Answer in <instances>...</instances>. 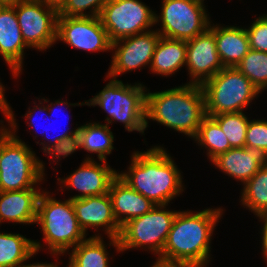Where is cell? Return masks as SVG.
<instances>
[{
    "label": "cell",
    "mask_w": 267,
    "mask_h": 267,
    "mask_svg": "<svg viewBox=\"0 0 267 267\" xmlns=\"http://www.w3.org/2000/svg\"><path fill=\"white\" fill-rule=\"evenodd\" d=\"M205 114L243 112L261 92L237 67H224L202 85Z\"/></svg>",
    "instance_id": "obj_7"
},
{
    "label": "cell",
    "mask_w": 267,
    "mask_h": 267,
    "mask_svg": "<svg viewBox=\"0 0 267 267\" xmlns=\"http://www.w3.org/2000/svg\"><path fill=\"white\" fill-rule=\"evenodd\" d=\"M78 134L81 140V150L91 155H97L99 161H107L114 148V134L109 125L90 121L80 126Z\"/></svg>",
    "instance_id": "obj_24"
},
{
    "label": "cell",
    "mask_w": 267,
    "mask_h": 267,
    "mask_svg": "<svg viewBox=\"0 0 267 267\" xmlns=\"http://www.w3.org/2000/svg\"><path fill=\"white\" fill-rule=\"evenodd\" d=\"M83 105H87V100H84V102H78V103H70V102L68 103L67 99L66 100H64V99L53 100V102L51 101V103L47 104L48 115L46 116V118H48V120H51L49 118H54L55 117L54 112L59 113L60 109H62L63 106L65 107V109H67V108L70 109L73 106L76 107V106H83ZM58 106L59 107L61 106V108L60 109L57 108ZM58 109H59V111H58ZM56 117H58V115ZM68 118H70V117H68ZM54 122H57V121H53V120L49 121V123H47V126L49 125L52 127ZM79 128H80V125L78 127L72 128L73 130L71 128H68V129H65L63 132L60 131L61 134L59 132H57L58 135L53 136L54 138H50L49 134L47 133L46 150L48 148L54 146V145H57L59 143V141L65 139L66 137H69V136H72V135L78 133ZM54 130L55 129H53V131ZM48 131H49V129L47 128V132Z\"/></svg>",
    "instance_id": "obj_31"
},
{
    "label": "cell",
    "mask_w": 267,
    "mask_h": 267,
    "mask_svg": "<svg viewBox=\"0 0 267 267\" xmlns=\"http://www.w3.org/2000/svg\"><path fill=\"white\" fill-rule=\"evenodd\" d=\"M251 50L267 52V14L255 17L245 28Z\"/></svg>",
    "instance_id": "obj_32"
},
{
    "label": "cell",
    "mask_w": 267,
    "mask_h": 267,
    "mask_svg": "<svg viewBox=\"0 0 267 267\" xmlns=\"http://www.w3.org/2000/svg\"><path fill=\"white\" fill-rule=\"evenodd\" d=\"M5 89L6 87L2 84V82H0V112L4 110V108L6 107L8 103L6 99L7 97L5 95V91H6Z\"/></svg>",
    "instance_id": "obj_41"
},
{
    "label": "cell",
    "mask_w": 267,
    "mask_h": 267,
    "mask_svg": "<svg viewBox=\"0 0 267 267\" xmlns=\"http://www.w3.org/2000/svg\"><path fill=\"white\" fill-rule=\"evenodd\" d=\"M186 54L187 41L161 36L156 44L149 71L162 77L173 76L185 66Z\"/></svg>",
    "instance_id": "obj_23"
},
{
    "label": "cell",
    "mask_w": 267,
    "mask_h": 267,
    "mask_svg": "<svg viewBox=\"0 0 267 267\" xmlns=\"http://www.w3.org/2000/svg\"><path fill=\"white\" fill-rule=\"evenodd\" d=\"M108 1L109 0H67L63 8L59 11V16L99 17L102 8Z\"/></svg>",
    "instance_id": "obj_30"
},
{
    "label": "cell",
    "mask_w": 267,
    "mask_h": 267,
    "mask_svg": "<svg viewBox=\"0 0 267 267\" xmlns=\"http://www.w3.org/2000/svg\"><path fill=\"white\" fill-rule=\"evenodd\" d=\"M161 12L155 11V30L161 36L178 40H189L204 33L210 25L203 0H161Z\"/></svg>",
    "instance_id": "obj_9"
},
{
    "label": "cell",
    "mask_w": 267,
    "mask_h": 267,
    "mask_svg": "<svg viewBox=\"0 0 267 267\" xmlns=\"http://www.w3.org/2000/svg\"><path fill=\"white\" fill-rule=\"evenodd\" d=\"M108 193L112 201L114 217L120 227L131 219L148 213L156 206L151 200L132 189L119 176L111 182Z\"/></svg>",
    "instance_id": "obj_20"
},
{
    "label": "cell",
    "mask_w": 267,
    "mask_h": 267,
    "mask_svg": "<svg viewBox=\"0 0 267 267\" xmlns=\"http://www.w3.org/2000/svg\"><path fill=\"white\" fill-rule=\"evenodd\" d=\"M38 250H34L18 267H59V262L57 261L59 259V256L61 255H65L64 253H53L50 252L49 254L52 256H54V258L56 257V263L54 262H34V263H29V259L30 258H34V256H36L38 254ZM28 262V263H27ZM58 264V265H57ZM68 267V264L65 266Z\"/></svg>",
    "instance_id": "obj_36"
},
{
    "label": "cell",
    "mask_w": 267,
    "mask_h": 267,
    "mask_svg": "<svg viewBox=\"0 0 267 267\" xmlns=\"http://www.w3.org/2000/svg\"><path fill=\"white\" fill-rule=\"evenodd\" d=\"M245 147H255L267 153V120L251 119L246 130Z\"/></svg>",
    "instance_id": "obj_34"
},
{
    "label": "cell",
    "mask_w": 267,
    "mask_h": 267,
    "mask_svg": "<svg viewBox=\"0 0 267 267\" xmlns=\"http://www.w3.org/2000/svg\"><path fill=\"white\" fill-rule=\"evenodd\" d=\"M210 117L219 124L231 148L245 147L246 130L250 118L244 112L221 113Z\"/></svg>",
    "instance_id": "obj_28"
},
{
    "label": "cell",
    "mask_w": 267,
    "mask_h": 267,
    "mask_svg": "<svg viewBox=\"0 0 267 267\" xmlns=\"http://www.w3.org/2000/svg\"><path fill=\"white\" fill-rule=\"evenodd\" d=\"M36 99H38V104H36L37 103L36 101H33L34 107H32V109H31V107L29 106L28 110L24 114V117H25V120H26L25 122L27 123V126L29 128H31L32 130H34L33 128H35L34 131L37 134L38 133V129L36 128L37 127L36 124L38 122L37 121L38 118L36 119L37 113H38V111H39L40 114L43 112L44 113L43 116H45V119H47L46 116L48 115V110H47V105L45 103H49L51 100L50 99L48 100V98L45 99L44 97H41L40 99L36 97ZM41 118H42V116H41ZM38 125H40L39 122H38ZM42 130H43V132L41 133V135H42V138L41 139L42 140H41L40 143H39L40 140L36 141V144L41 145V150L44 153L46 151L47 127H45Z\"/></svg>",
    "instance_id": "obj_35"
},
{
    "label": "cell",
    "mask_w": 267,
    "mask_h": 267,
    "mask_svg": "<svg viewBox=\"0 0 267 267\" xmlns=\"http://www.w3.org/2000/svg\"><path fill=\"white\" fill-rule=\"evenodd\" d=\"M13 5L22 37L30 49L42 52L57 43V10L40 0H17Z\"/></svg>",
    "instance_id": "obj_11"
},
{
    "label": "cell",
    "mask_w": 267,
    "mask_h": 267,
    "mask_svg": "<svg viewBox=\"0 0 267 267\" xmlns=\"http://www.w3.org/2000/svg\"><path fill=\"white\" fill-rule=\"evenodd\" d=\"M261 92L267 89V52L249 50L236 66Z\"/></svg>",
    "instance_id": "obj_29"
},
{
    "label": "cell",
    "mask_w": 267,
    "mask_h": 267,
    "mask_svg": "<svg viewBox=\"0 0 267 267\" xmlns=\"http://www.w3.org/2000/svg\"><path fill=\"white\" fill-rule=\"evenodd\" d=\"M151 147L133 151L129 167L118 176L155 205L170 204L185 190L183 172L163 145Z\"/></svg>",
    "instance_id": "obj_2"
},
{
    "label": "cell",
    "mask_w": 267,
    "mask_h": 267,
    "mask_svg": "<svg viewBox=\"0 0 267 267\" xmlns=\"http://www.w3.org/2000/svg\"><path fill=\"white\" fill-rule=\"evenodd\" d=\"M117 176L118 170L111 168L107 161H95V158L87 154L74 172L56 179L60 185L57 190L78 191L79 194L70 196L69 199L100 196L109 192L111 182Z\"/></svg>",
    "instance_id": "obj_14"
},
{
    "label": "cell",
    "mask_w": 267,
    "mask_h": 267,
    "mask_svg": "<svg viewBox=\"0 0 267 267\" xmlns=\"http://www.w3.org/2000/svg\"><path fill=\"white\" fill-rule=\"evenodd\" d=\"M108 242L104 241V236H90L77 246L72 248L69 255L68 267H109L111 259L108 247H115L121 254L119 240L114 237H107ZM110 255V256H109Z\"/></svg>",
    "instance_id": "obj_22"
},
{
    "label": "cell",
    "mask_w": 267,
    "mask_h": 267,
    "mask_svg": "<svg viewBox=\"0 0 267 267\" xmlns=\"http://www.w3.org/2000/svg\"><path fill=\"white\" fill-rule=\"evenodd\" d=\"M80 149L81 140L79 134L76 133L59 141L57 145L48 148L44 152V155L48 156V158L50 157V159H48L50 160V164H53L52 162H54V164L57 165L58 163L60 164L62 158L65 159V157H69V155H72Z\"/></svg>",
    "instance_id": "obj_33"
},
{
    "label": "cell",
    "mask_w": 267,
    "mask_h": 267,
    "mask_svg": "<svg viewBox=\"0 0 267 267\" xmlns=\"http://www.w3.org/2000/svg\"><path fill=\"white\" fill-rule=\"evenodd\" d=\"M154 13L141 0H109L102 8L99 18L113 43L153 30Z\"/></svg>",
    "instance_id": "obj_10"
},
{
    "label": "cell",
    "mask_w": 267,
    "mask_h": 267,
    "mask_svg": "<svg viewBox=\"0 0 267 267\" xmlns=\"http://www.w3.org/2000/svg\"><path fill=\"white\" fill-rule=\"evenodd\" d=\"M56 41L90 53L111 52L112 48L99 17L58 16Z\"/></svg>",
    "instance_id": "obj_13"
},
{
    "label": "cell",
    "mask_w": 267,
    "mask_h": 267,
    "mask_svg": "<svg viewBox=\"0 0 267 267\" xmlns=\"http://www.w3.org/2000/svg\"><path fill=\"white\" fill-rule=\"evenodd\" d=\"M17 0H0V6L13 5Z\"/></svg>",
    "instance_id": "obj_42"
},
{
    "label": "cell",
    "mask_w": 267,
    "mask_h": 267,
    "mask_svg": "<svg viewBox=\"0 0 267 267\" xmlns=\"http://www.w3.org/2000/svg\"><path fill=\"white\" fill-rule=\"evenodd\" d=\"M26 49L29 47L22 37L14 5L0 6V56L15 79L24 70Z\"/></svg>",
    "instance_id": "obj_17"
},
{
    "label": "cell",
    "mask_w": 267,
    "mask_h": 267,
    "mask_svg": "<svg viewBox=\"0 0 267 267\" xmlns=\"http://www.w3.org/2000/svg\"><path fill=\"white\" fill-rule=\"evenodd\" d=\"M33 240L20 233L0 232V267H18L35 250Z\"/></svg>",
    "instance_id": "obj_26"
},
{
    "label": "cell",
    "mask_w": 267,
    "mask_h": 267,
    "mask_svg": "<svg viewBox=\"0 0 267 267\" xmlns=\"http://www.w3.org/2000/svg\"><path fill=\"white\" fill-rule=\"evenodd\" d=\"M211 163L235 181L243 185L262 167L267 165V153L255 147L231 148L219 154Z\"/></svg>",
    "instance_id": "obj_18"
},
{
    "label": "cell",
    "mask_w": 267,
    "mask_h": 267,
    "mask_svg": "<svg viewBox=\"0 0 267 267\" xmlns=\"http://www.w3.org/2000/svg\"><path fill=\"white\" fill-rule=\"evenodd\" d=\"M41 188L0 191V226L2 223L36 224L37 202Z\"/></svg>",
    "instance_id": "obj_19"
},
{
    "label": "cell",
    "mask_w": 267,
    "mask_h": 267,
    "mask_svg": "<svg viewBox=\"0 0 267 267\" xmlns=\"http://www.w3.org/2000/svg\"><path fill=\"white\" fill-rule=\"evenodd\" d=\"M161 34L155 30L126 37L112 43L111 65L106 75L117 79L127 72L150 68Z\"/></svg>",
    "instance_id": "obj_12"
},
{
    "label": "cell",
    "mask_w": 267,
    "mask_h": 267,
    "mask_svg": "<svg viewBox=\"0 0 267 267\" xmlns=\"http://www.w3.org/2000/svg\"><path fill=\"white\" fill-rule=\"evenodd\" d=\"M14 136L10 124H4V120H0V156L6 143Z\"/></svg>",
    "instance_id": "obj_38"
},
{
    "label": "cell",
    "mask_w": 267,
    "mask_h": 267,
    "mask_svg": "<svg viewBox=\"0 0 267 267\" xmlns=\"http://www.w3.org/2000/svg\"><path fill=\"white\" fill-rule=\"evenodd\" d=\"M205 114V96L201 85L185 83L170 89L146 92V126L149 121L164 125L192 140Z\"/></svg>",
    "instance_id": "obj_3"
},
{
    "label": "cell",
    "mask_w": 267,
    "mask_h": 267,
    "mask_svg": "<svg viewBox=\"0 0 267 267\" xmlns=\"http://www.w3.org/2000/svg\"><path fill=\"white\" fill-rule=\"evenodd\" d=\"M156 261L150 267H192L186 264L166 263L155 259Z\"/></svg>",
    "instance_id": "obj_40"
},
{
    "label": "cell",
    "mask_w": 267,
    "mask_h": 267,
    "mask_svg": "<svg viewBox=\"0 0 267 267\" xmlns=\"http://www.w3.org/2000/svg\"><path fill=\"white\" fill-rule=\"evenodd\" d=\"M110 79L99 93L87 100V106L100 107L105 111V124L119 122L124 125L125 131L139 132L145 135L146 126V92L147 87L141 82L125 84L122 80Z\"/></svg>",
    "instance_id": "obj_6"
},
{
    "label": "cell",
    "mask_w": 267,
    "mask_h": 267,
    "mask_svg": "<svg viewBox=\"0 0 267 267\" xmlns=\"http://www.w3.org/2000/svg\"><path fill=\"white\" fill-rule=\"evenodd\" d=\"M193 140L200 149L205 148L204 151L206 150L205 153L210 162L219 154L231 149L229 141L219 124L208 115L202 119L197 135Z\"/></svg>",
    "instance_id": "obj_27"
},
{
    "label": "cell",
    "mask_w": 267,
    "mask_h": 267,
    "mask_svg": "<svg viewBox=\"0 0 267 267\" xmlns=\"http://www.w3.org/2000/svg\"><path fill=\"white\" fill-rule=\"evenodd\" d=\"M224 209L178 210L160 257L166 263L207 267L211 263L214 230L223 217Z\"/></svg>",
    "instance_id": "obj_1"
},
{
    "label": "cell",
    "mask_w": 267,
    "mask_h": 267,
    "mask_svg": "<svg viewBox=\"0 0 267 267\" xmlns=\"http://www.w3.org/2000/svg\"><path fill=\"white\" fill-rule=\"evenodd\" d=\"M168 206L156 205L148 213L125 223L118 237L121 253L130 249H143L157 255L158 259L178 212L167 209Z\"/></svg>",
    "instance_id": "obj_8"
},
{
    "label": "cell",
    "mask_w": 267,
    "mask_h": 267,
    "mask_svg": "<svg viewBox=\"0 0 267 267\" xmlns=\"http://www.w3.org/2000/svg\"><path fill=\"white\" fill-rule=\"evenodd\" d=\"M212 23L208 29L215 36L217 53L223 66L236 67L250 50L245 26Z\"/></svg>",
    "instance_id": "obj_21"
},
{
    "label": "cell",
    "mask_w": 267,
    "mask_h": 267,
    "mask_svg": "<svg viewBox=\"0 0 267 267\" xmlns=\"http://www.w3.org/2000/svg\"><path fill=\"white\" fill-rule=\"evenodd\" d=\"M36 225H39L44 240L43 243L33 240L34 249L38 251L45 249L67 256L72 248L87 238L78 224L72 200H58L44 188L37 202Z\"/></svg>",
    "instance_id": "obj_4"
},
{
    "label": "cell",
    "mask_w": 267,
    "mask_h": 267,
    "mask_svg": "<svg viewBox=\"0 0 267 267\" xmlns=\"http://www.w3.org/2000/svg\"><path fill=\"white\" fill-rule=\"evenodd\" d=\"M241 187L240 205L249 210L256 217L267 215V165Z\"/></svg>",
    "instance_id": "obj_25"
},
{
    "label": "cell",
    "mask_w": 267,
    "mask_h": 267,
    "mask_svg": "<svg viewBox=\"0 0 267 267\" xmlns=\"http://www.w3.org/2000/svg\"><path fill=\"white\" fill-rule=\"evenodd\" d=\"M8 102L1 112L10 124L14 136L6 143L0 156V191H19L41 188L44 183L45 164L18 135L15 112Z\"/></svg>",
    "instance_id": "obj_5"
},
{
    "label": "cell",
    "mask_w": 267,
    "mask_h": 267,
    "mask_svg": "<svg viewBox=\"0 0 267 267\" xmlns=\"http://www.w3.org/2000/svg\"><path fill=\"white\" fill-rule=\"evenodd\" d=\"M43 2L46 6H49L51 8H54L58 12L63 8L67 0H40Z\"/></svg>",
    "instance_id": "obj_39"
},
{
    "label": "cell",
    "mask_w": 267,
    "mask_h": 267,
    "mask_svg": "<svg viewBox=\"0 0 267 267\" xmlns=\"http://www.w3.org/2000/svg\"><path fill=\"white\" fill-rule=\"evenodd\" d=\"M258 217V220L259 222H261L262 226L260 229V232L259 234L260 235V238L261 240V250L262 252H260L262 254V258L264 259V261H266V265H267V215H260V216H257Z\"/></svg>",
    "instance_id": "obj_37"
},
{
    "label": "cell",
    "mask_w": 267,
    "mask_h": 267,
    "mask_svg": "<svg viewBox=\"0 0 267 267\" xmlns=\"http://www.w3.org/2000/svg\"><path fill=\"white\" fill-rule=\"evenodd\" d=\"M186 71L189 84L202 85L224 68L217 53L214 34L207 29L204 33L187 40Z\"/></svg>",
    "instance_id": "obj_16"
},
{
    "label": "cell",
    "mask_w": 267,
    "mask_h": 267,
    "mask_svg": "<svg viewBox=\"0 0 267 267\" xmlns=\"http://www.w3.org/2000/svg\"><path fill=\"white\" fill-rule=\"evenodd\" d=\"M71 200L78 224L87 236L88 230L92 229L96 231L92 236H102L101 230L105 236L118 239L121 227L114 217L109 193Z\"/></svg>",
    "instance_id": "obj_15"
}]
</instances>
